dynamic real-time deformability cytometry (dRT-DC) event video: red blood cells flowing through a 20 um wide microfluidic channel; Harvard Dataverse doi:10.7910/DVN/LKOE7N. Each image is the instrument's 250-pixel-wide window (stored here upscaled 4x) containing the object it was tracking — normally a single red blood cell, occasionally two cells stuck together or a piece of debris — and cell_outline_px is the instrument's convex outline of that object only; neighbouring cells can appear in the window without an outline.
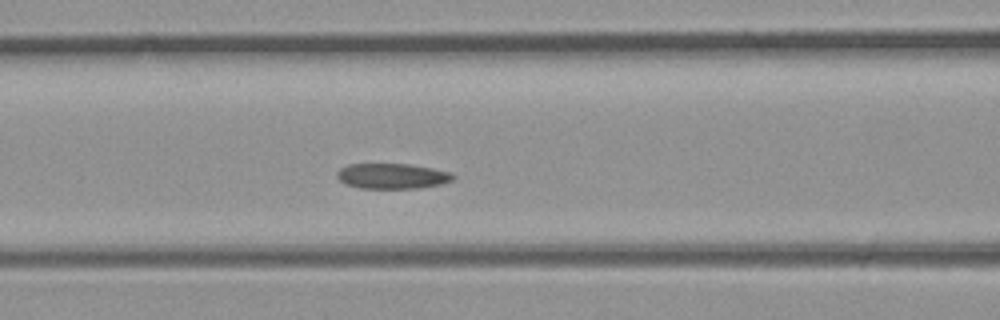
{"species": "common noctule bat (a hibernating species)", "species_latin": "Nyctalus noctula", "temperature_condition": "room temperature", "stored_images_in_passage": 30, "camera_frame_rate_fps": 3000, "um_per_image_px": 0.085, "animal": {"sex": "male", "body_mass_g": 23.1, "forearm_length_mm": 52.7}, "frame": {"image": 1, "passage_image": 13, "time_ms": 4.0, "image_size_px": [1000, 320], "cell_outline_px": [[456, 176], [452, 180], [440, 184], [420, 188], [360, 188], [348, 184], [340, 180], [336, 176], [336, 172], [340, 168], [348, 164], [408, 164], [432, 168], [452, 172]], "centroid_in_image_um": [33.35, 14.96], "position_along_channel_um": 133.3, "area_um2": 17.11}}
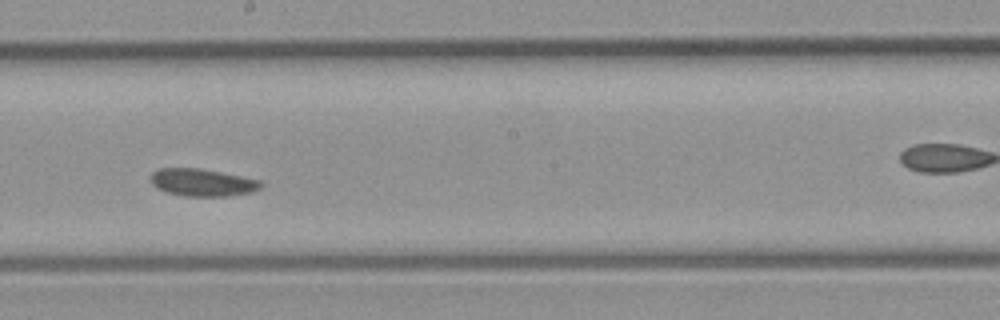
{"frame": {"image": 2, "passage_image": 18, "time_ms": 5.667, "image_size_px": [1000, 320], "cell_outline_px": [[264, 184], [260, 188], [252, 192], [228, 196], [184, 196], [168, 192], [156, 188], [152, 184], [152, 172], [160, 168], [200, 168], [260, 180]], "centroid_in_image_um": [17.21, 15.51], "position_along_channel_um": 231.0, "area_um2": 17.51}}
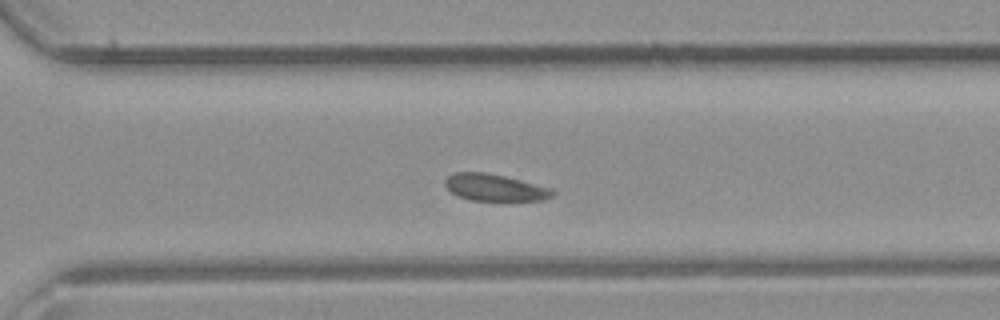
{"frame": {"image": 3, "passage_image": 23, "time_ms": 7.333, "image_size_px": [1000, 320], "cell_outline_px": [[556, 192], [552, 196], [544, 200], [468, 200], [456, 196], [444, 184], [444, 180], [452, 172], [484, 172], [504, 176], [552, 188]], "centroid_in_image_um": [42.03, 15.94], "position_along_channel_um": 328.6, "area_um2": 16.82}}